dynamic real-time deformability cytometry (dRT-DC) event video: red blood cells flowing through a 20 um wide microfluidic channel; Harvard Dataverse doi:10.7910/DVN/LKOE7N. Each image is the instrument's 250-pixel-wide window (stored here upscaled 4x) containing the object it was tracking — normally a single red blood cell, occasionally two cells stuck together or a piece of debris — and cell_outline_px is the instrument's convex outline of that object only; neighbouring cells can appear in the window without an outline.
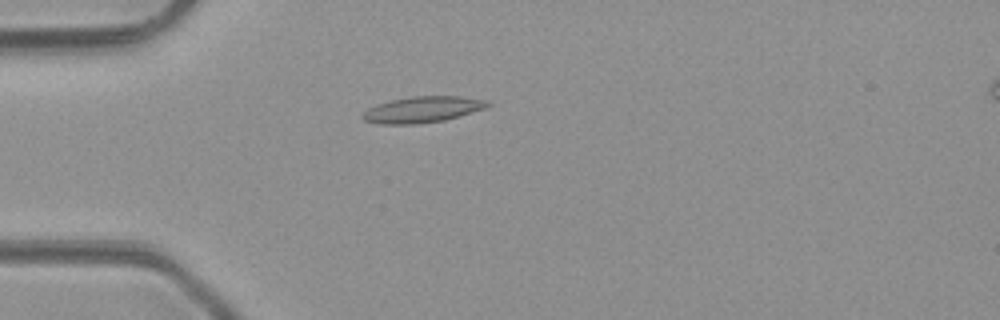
{"species": "common noctule bat (a hibernating species)", "species_latin": "Nyctalus noctula", "temperature_condition": "room temperature", "stored_images_in_passage": 5, "camera_frame_rate_fps": 3000, "um_per_image_px": 0.085, "animal": {"sex": "male", "body_mass_g": 23.1, "forearm_length_mm": 52.7}, "frame": {"image": 1, "passage_image": 4, "time_ms": 3.667, "image_size_px": [1000, 320], "cell_outline_px": [[492, 104], [484, 108], [444, 120], [416, 124], [380, 124], [364, 120], [360, 116], [368, 108], [376, 104], [392, 100], [412, 96], [460, 96], [488, 100]], "centroid_in_image_um": [35.89, 9.3], "position_along_channel_um": 49.1, "area_um2": 18.9}}